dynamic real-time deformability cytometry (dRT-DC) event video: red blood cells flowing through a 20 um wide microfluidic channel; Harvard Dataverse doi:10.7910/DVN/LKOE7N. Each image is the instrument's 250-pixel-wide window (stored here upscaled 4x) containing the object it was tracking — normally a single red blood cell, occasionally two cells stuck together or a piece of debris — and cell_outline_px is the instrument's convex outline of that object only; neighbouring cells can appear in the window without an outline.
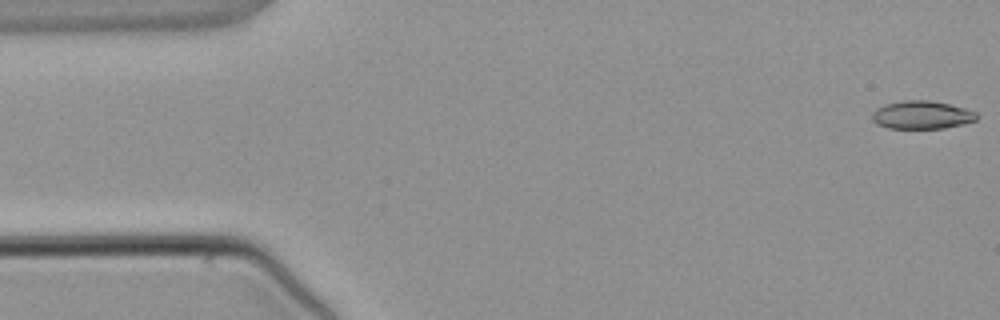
{"species": "common noctule bat (a hibernating species)", "species_latin": "Nyctalus noctula", "temperature_condition": "warm", "stored_images_in_passage": 3, "camera_frame_rate_fps": 3000, "um_per_image_px": 0.085, "animal": {"sex": "male", "body_mass_g": 21.5, "forearm_length_mm": 52.0}, "frame": {"image": 1, "passage_image": 1, "time_ms": 0.0, "image_size_px": [1000, 320], "cell_outline_px": [[976, 120], [944, 128], [888, 128], [876, 124], [872, 120], [872, 112], [876, 108], [884, 104], [904, 100], [928, 100], [948, 104], [964, 108], [976, 112]], "centroid_in_image_um": [78.29, 9.76], "position_along_channel_um": 6.7, "area_um2": 16.99}}